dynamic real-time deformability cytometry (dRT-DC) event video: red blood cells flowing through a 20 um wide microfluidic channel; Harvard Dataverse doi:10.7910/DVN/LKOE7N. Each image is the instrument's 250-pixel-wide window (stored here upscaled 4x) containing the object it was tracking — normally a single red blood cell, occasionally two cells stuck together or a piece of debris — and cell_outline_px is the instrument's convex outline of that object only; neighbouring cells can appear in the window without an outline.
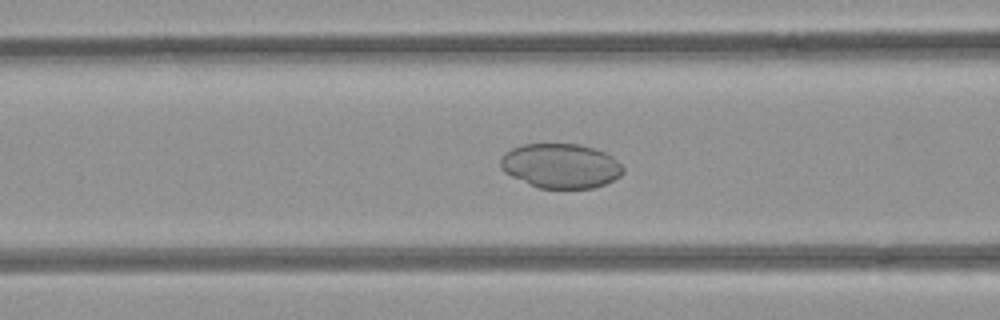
{"species": "common noctule bat (a hibernating species)", "species_latin": "Nyctalus noctula", "temperature_condition": "room temperature", "stored_images_in_passage": 44, "camera_frame_rate_fps": 3000, "um_per_image_px": 0.085, "animal": {"sex": "female", "body_mass_g": 21.9}, "frame": {"image": 1, "passage_image": 13, "time_ms": 4.0, "image_size_px": [1000, 320], "cell_outline_px": [[624, 172], [620, 176], [604, 184], [592, 188], [536, 188], [504, 172], [500, 168], [500, 156], [504, 152], [512, 148], [524, 144], [580, 144], [596, 148], [612, 156], [624, 168]], "centroid_in_image_um": [47.64, 14.09], "position_along_channel_um": 119.0, "area_um2": 32.02}}
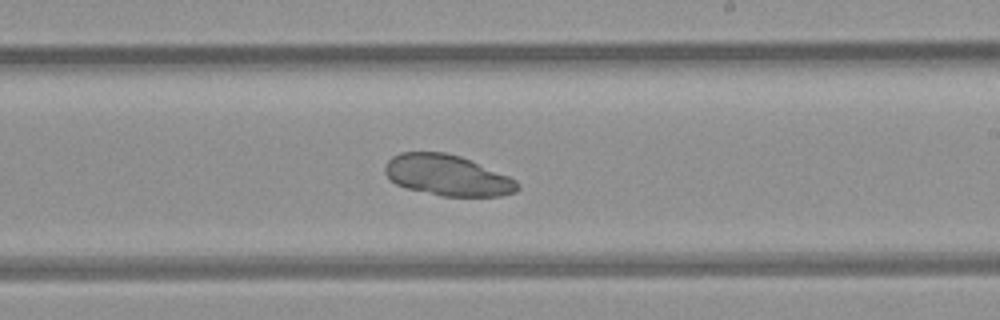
{"frame": {"image": 2, "passage_image": 23, "time_ms": 7.333, "image_size_px": [1000, 320], "cell_outline_px": [[520, 188], [516, 192], [500, 196], [440, 196], [408, 188], [396, 184], [384, 172], [384, 164], [392, 156], [400, 152], [444, 152], [460, 156], [508, 176], [516, 180], [520, 184]], "centroid_in_image_um": [38.02, 14.9], "position_along_channel_um": 251.0, "area_um2": 31.44}}
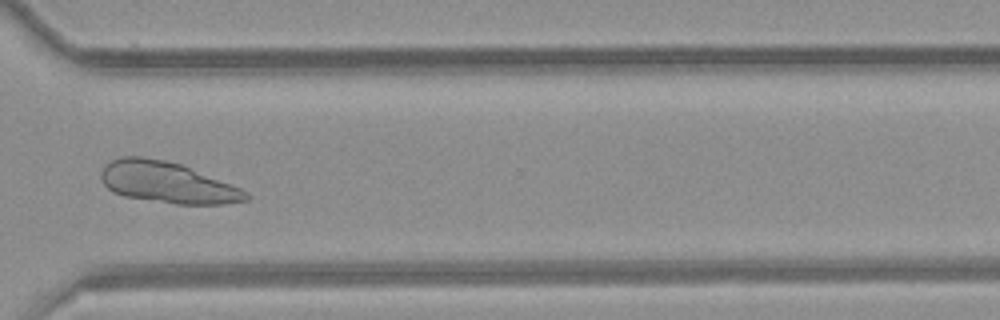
{"frame": {"image": 3, "passage_image": 31, "time_ms": 10.0, "image_size_px": [1000, 320], "cell_outline_px": [[252, 196], [248, 200], [224, 204], [176, 204], [124, 196], [112, 192], [104, 184], [100, 176], [100, 172], [104, 164], [120, 156], [140, 156], [164, 160], [180, 164], [240, 188], [248, 192]], "centroid_in_image_um": [14.19, 15.51], "position_along_channel_um": 356.4, "area_um2": 34.62}}